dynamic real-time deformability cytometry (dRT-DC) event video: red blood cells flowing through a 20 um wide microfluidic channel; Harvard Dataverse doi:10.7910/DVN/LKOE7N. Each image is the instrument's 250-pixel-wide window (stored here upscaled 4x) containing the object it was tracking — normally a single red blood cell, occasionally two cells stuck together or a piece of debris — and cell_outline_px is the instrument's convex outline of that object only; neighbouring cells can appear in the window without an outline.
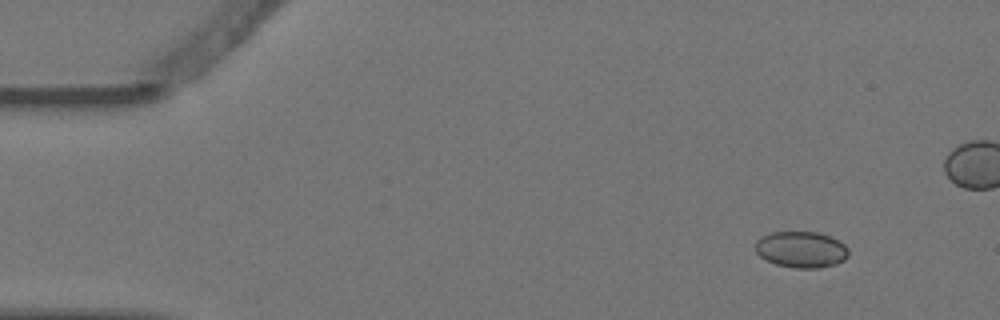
{"species": "Egyptian fruit bat (a non-hibernating species)", "species_latin": "Rousettus aegyptiacus", "temperature_condition": "warm", "stored_images_in_passage": 5, "camera_frame_rate_fps": 3000, "um_per_image_px": 0.085, "animal": {"sex": "female"}, "frame": {"image": 1, "passage_image": 1, "time_ms": 0.0, "image_size_px": [1000, 320], "cell_outline_px": [[848, 256], [844, 260], [836, 264], [820, 268], [796, 268], [776, 264], [764, 260], [756, 252], [756, 240], [760, 236], [772, 232], [816, 232], [832, 236], [844, 244], [848, 248]], "centroid_in_image_um": [68.1, 21.21], "position_along_channel_um": 16.9, "area_um2": 19.88}}